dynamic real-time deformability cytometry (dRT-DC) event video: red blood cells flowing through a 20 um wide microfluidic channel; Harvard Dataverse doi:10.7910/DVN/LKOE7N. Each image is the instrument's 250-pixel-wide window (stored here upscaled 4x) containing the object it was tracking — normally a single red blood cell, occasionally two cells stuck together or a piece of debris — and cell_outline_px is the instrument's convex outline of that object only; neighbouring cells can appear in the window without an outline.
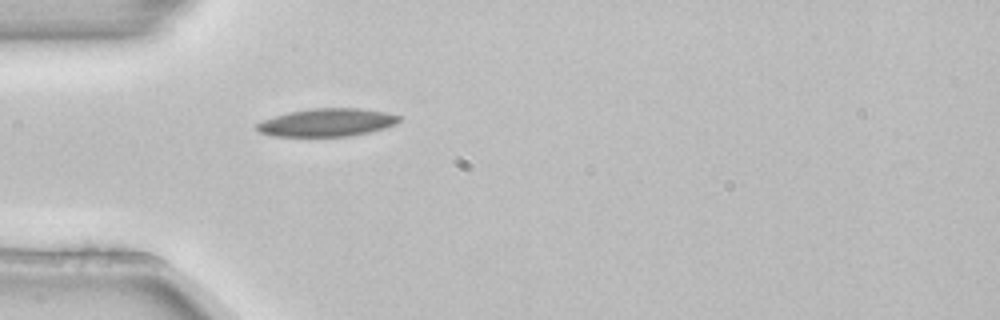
{"species": "common noctule bat (a hibernating species)", "species_latin": "Nyctalus noctula", "temperature_condition": "room temperature", "stored_images_in_passage": 1, "camera_frame_rate_fps": 3000, "um_per_image_px": 0.085, "animal": {"sex": "female", "body_mass_g": 22.7, "forearm_length_mm": 54.2}, "frame": {"image": 1, "passage_image": 1, "time_ms": 0.0, "image_size_px": [1000, 320], "cell_outline_px": [[400, 120], [384, 128], [368, 132], [348, 136], [272, 136], [260, 132], [256, 128], [256, 124], [264, 120], [288, 112], [308, 108], [360, 108], [388, 112], [400, 116]], "centroid_in_image_um": [27.78, 10.4], "position_along_channel_um": 57.2, "area_um2": 23.0}}